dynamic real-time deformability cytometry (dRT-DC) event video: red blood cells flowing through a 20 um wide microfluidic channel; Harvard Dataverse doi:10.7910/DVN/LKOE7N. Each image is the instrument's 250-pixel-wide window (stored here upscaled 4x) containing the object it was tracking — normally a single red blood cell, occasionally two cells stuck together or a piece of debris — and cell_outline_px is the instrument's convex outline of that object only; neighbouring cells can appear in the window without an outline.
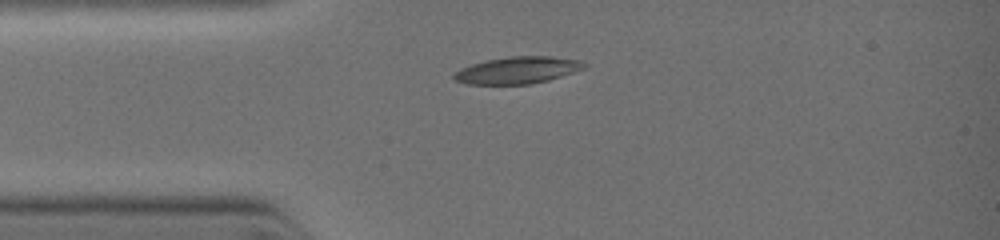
{"species": "common noctule bat (a hibernating species)", "species_latin": "Nyctalus noctula", "temperature_condition": "warm", "stored_images_in_passage": 13, "camera_frame_rate_fps": 3000, "um_per_image_px": 0.085, "animal": {"sex": "female", "body_mass_g": 19.0, "forearm_length_mm": 51.5}, "frame": {"image": 1, "passage_image": 1, "time_ms": 0.0, "image_size_px": [1000, 240], "cell_outline_px": [[588, 64], [584, 68], [548, 80], [532, 84], [468, 84], [452, 80], [452, 76], [460, 68], [472, 64], [488, 60], [508, 56], [548, 56], [580, 60]], "centroid_in_image_um": [43.96, 5.97], "position_along_channel_um": 41.0, "area_um2": 20.35}}
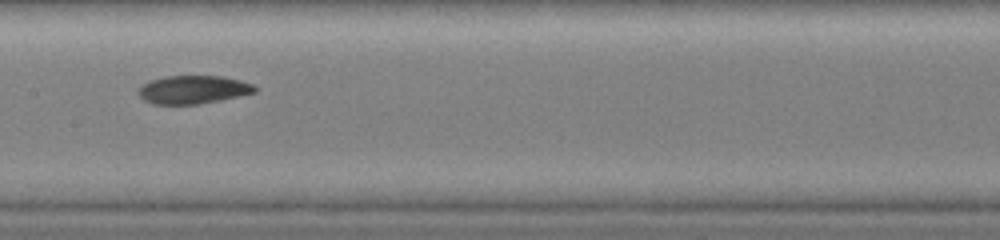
{"frame": {"image": 2, "passage_image": 8, "time_ms": 3.0, "image_size_px": [1000, 240], "cell_outline_px": [[256, 92], [220, 100], [196, 104], [152, 104], [144, 100], [136, 92], [148, 80], [164, 76], [220, 76], [240, 80], [252, 84], [256, 88]], "centroid_in_image_um": [16.38, 7.61], "position_along_channel_um": 191.0, "area_um2": 19.07}}
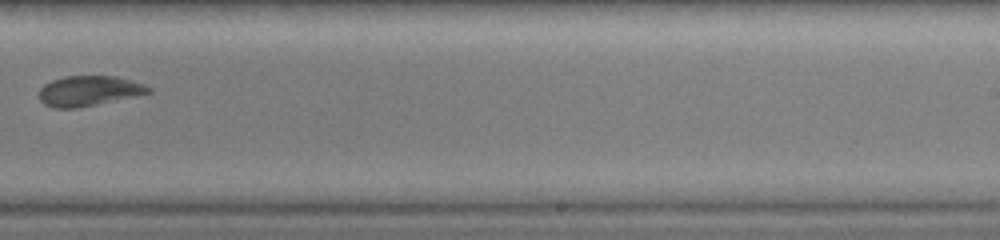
{"frame": {"image": 3, "passage_image": 11, "time_ms": 4.667, "image_size_px": [1000, 240], "cell_outline_px": [[152, 92], [76, 108], [56, 108], [44, 104], [40, 100], [40, 88], [44, 84], [52, 80], [64, 76], [116, 76], [144, 84], [152, 88]], "centroid_in_image_um": [7.54, 7.71], "position_along_channel_um": 281.5, "area_um2": 18.96}}